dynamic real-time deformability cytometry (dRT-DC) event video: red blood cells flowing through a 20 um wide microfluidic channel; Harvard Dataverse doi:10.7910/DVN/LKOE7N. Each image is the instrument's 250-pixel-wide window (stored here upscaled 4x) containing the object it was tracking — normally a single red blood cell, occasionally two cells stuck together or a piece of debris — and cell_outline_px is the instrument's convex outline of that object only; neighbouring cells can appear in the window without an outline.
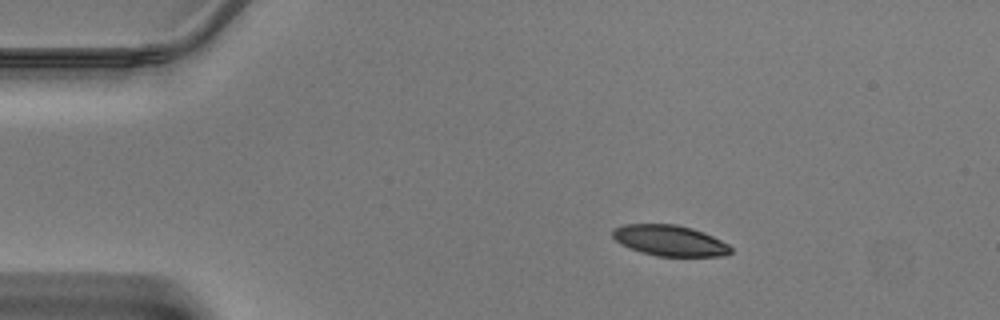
{"species": "Egyptian fruit bat (a non-hibernating species)", "species_latin": "Rousettus aegyptiacus", "temperature_condition": "warm", "stored_images_in_passage": 39, "camera_frame_rate_fps": 3000, "um_per_image_px": 0.085, "animal": {"sex": "male"}, "frame": {"image": 1, "passage_image": 1, "time_ms": 0.0, "image_size_px": [1000, 320], "cell_outline_px": [[732, 252], [720, 256], [660, 256], [644, 252], [632, 248], [616, 240], [612, 236], [612, 232], [616, 228], [624, 224], [676, 224], [692, 228], [712, 236], [728, 244], [732, 248]], "centroid_in_image_um": [56.96, 20.44], "position_along_channel_um": 28.0, "area_um2": 20.75}}
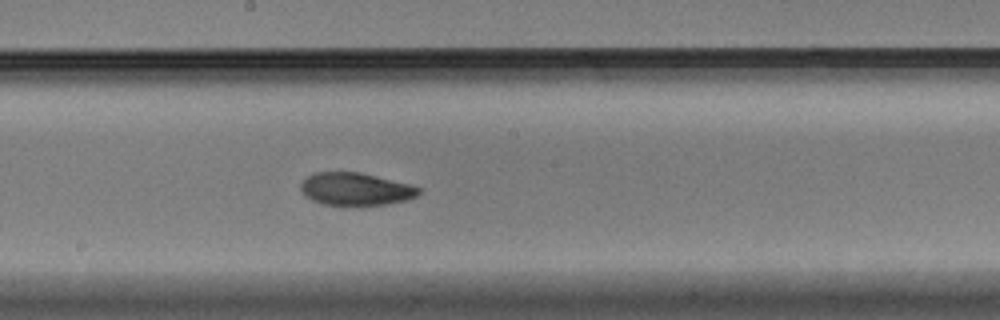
{"frame": {"image": 2, "passage_image": 18, "time_ms": 5.667, "image_size_px": [1000, 320], "cell_outline_px": [[420, 192], [416, 196], [404, 200], [384, 204], [324, 204], [312, 200], [300, 188], [300, 184], [308, 176], [316, 172], [360, 172], [408, 184], [420, 188]], "centroid_in_image_um": [30.21, 16.05], "position_along_channel_um": 218.0, "area_um2": 21.73}}
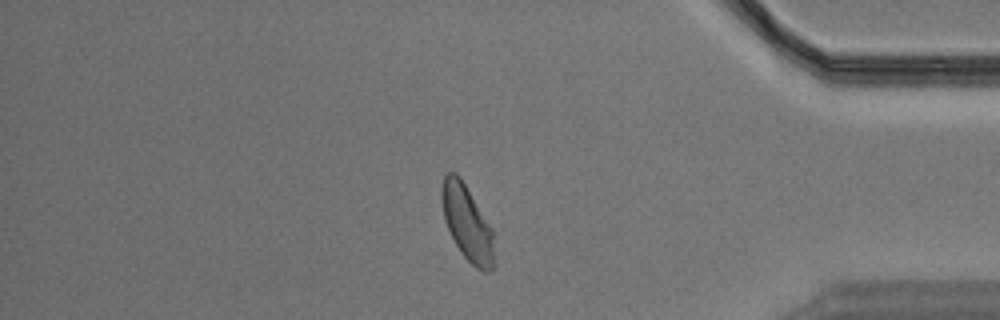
{"frame": {"image": 3, "passage_image": 32, "time_ms": 10.333, "image_size_px": [1000, 320], "cell_outline_px": [[492, 268], [488, 272], [484, 272], [476, 268], [460, 252], [444, 220], [440, 200], [440, 188], [444, 176], [448, 172], [456, 172], [460, 176], [492, 228]], "centroid_in_image_um": [39.65, 18.89], "position_along_channel_um": 395.6, "area_um2": 22.72}}